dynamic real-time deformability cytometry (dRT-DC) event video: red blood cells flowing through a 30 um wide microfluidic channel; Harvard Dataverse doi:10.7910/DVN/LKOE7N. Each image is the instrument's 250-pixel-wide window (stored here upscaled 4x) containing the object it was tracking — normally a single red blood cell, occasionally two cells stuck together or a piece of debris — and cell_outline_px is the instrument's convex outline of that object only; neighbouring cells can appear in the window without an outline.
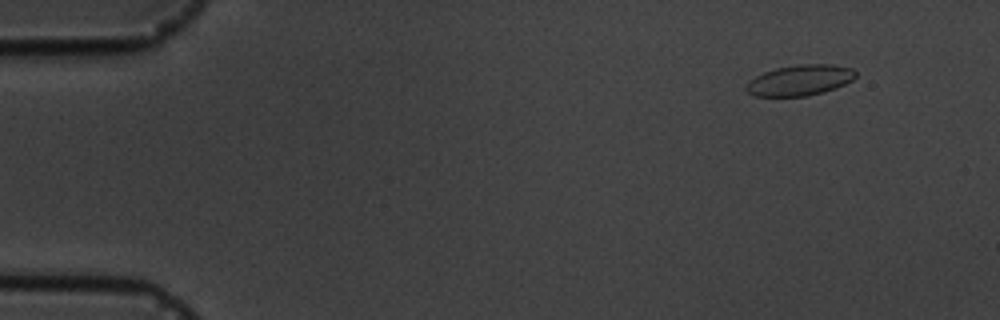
{"species": "common noctule bat (a hibernating species)", "species_latin": "Nyctalus noctula", "temperature_condition": "cold", "stored_images_in_passage": 6, "camera_frame_rate_fps": 3000, "um_per_image_px": 0.085, "animal": {"sex": "male", "body_mass_g": 19.5, "forearm_length_mm": 54.6}, "frame": {"image": 1, "passage_image": 2, "time_ms": 1.0, "image_size_px": [1000, 320], "cell_outline_px": [[856, 76], [852, 80], [836, 88], [824, 92], [808, 96], [756, 96], [748, 92], [744, 88], [756, 76], [764, 72], [776, 68], [796, 64], [832, 64], [852, 68], [856, 72]], "centroid_in_image_um": [68.02, 6.81], "position_along_channel_um": 17.0, "area_um2": 19.54}}